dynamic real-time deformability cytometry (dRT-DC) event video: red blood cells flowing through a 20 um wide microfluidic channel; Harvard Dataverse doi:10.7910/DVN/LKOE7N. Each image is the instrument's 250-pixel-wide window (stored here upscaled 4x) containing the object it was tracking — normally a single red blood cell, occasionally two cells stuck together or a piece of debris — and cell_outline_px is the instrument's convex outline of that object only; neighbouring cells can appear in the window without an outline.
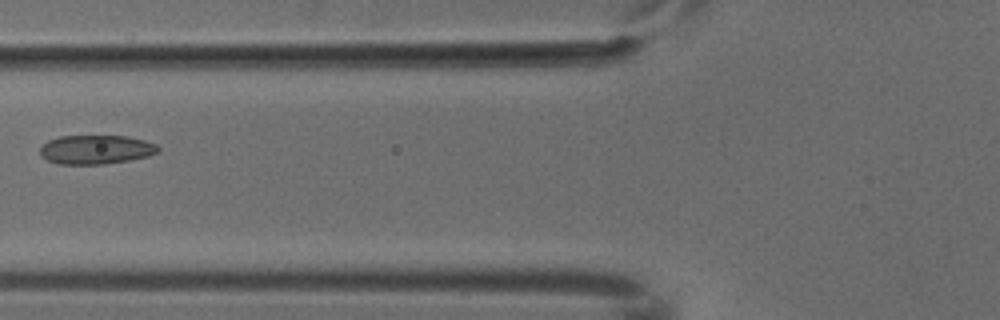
{"species": "common noctule bat (a hibernating species)", "species_latin": "Nyctalus noctula", "temperature_condition": "cold", "stored_images_in_passage": 3, "camera_frame_rate_fps": 3000, "um_per_image_px": 0.085, "animal": {"sex": "male", "body_mass_g": 18.8}, "frame": {"image": 1, "passage_image": 2, "time_ms": 0.333, "image_size_px": [1000, 320], "cell_outline_px": [[160, 152], [148, 156], [128, 160], [104, 164], [60, 164], [48, 160], [40, 156], [40, 148], [48, 140], [60, 136], [128, 136], [144, 140], [156, 144], [160, 148]], "centroid_in_image_um": [8.17, 12.71], "position_along_channel_um": 117.6, "area_um2": 20.0}}
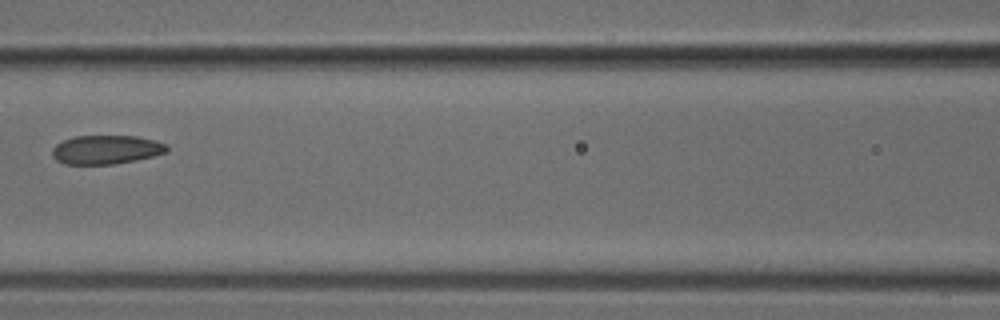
{"frame": {"image": 2, "passage_image": 3, "time_ms": 0.667, "image_size_px": [1000, 320], "cell_outline_px": [[168, 152], [136, 160], [112, 164], [64, 164], [56, 160], [52, 156], [52, 148], [56, 144], [72, 136], [136, 136], [156, 140], [168, 144]], "centroid_in_image_um": [9.03, 12.71], "position_along_channel_um": 157.6, "area_um2": 19.42}}